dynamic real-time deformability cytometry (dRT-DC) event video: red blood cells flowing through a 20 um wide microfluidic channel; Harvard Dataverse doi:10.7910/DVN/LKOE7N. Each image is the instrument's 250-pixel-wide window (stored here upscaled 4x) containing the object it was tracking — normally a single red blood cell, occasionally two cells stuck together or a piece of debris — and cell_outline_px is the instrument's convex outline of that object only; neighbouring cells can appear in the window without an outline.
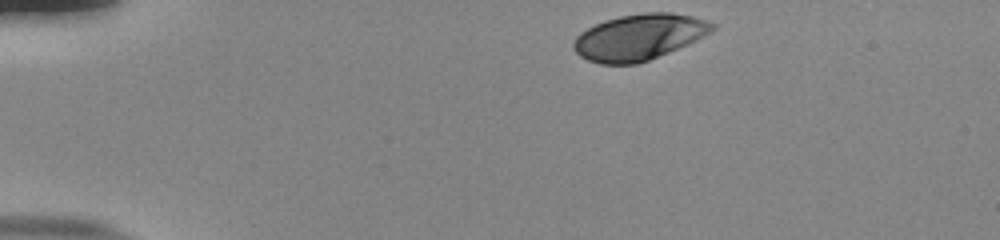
{"species": "human", "species_latin": "Homo sapiens", "temperature_condition": "room temperature", "stored_images_in_passage": 39, "camera_frame_rate_fps": 3000, "um_per_image_px": 0.085, "donor": {"sex": "male"}, "frame": {"image": 1, "passage_image": 1, "time_ms": 0.0, "image_size_px": [1000, 240], "cell_outline_px": [[716, 28], [712, 32], [688, 44], [648, 60], [636, 64], [600, 64], [588, 60], [580, 56], [572, 48], [572, 44], [576, 36], [580, 32], [604, 20], [620, 16], [644, 12], [668, 12], [692, 16], [716, 24]], "centroid_in_image_um": [54.31, 3.15], "position_along_channel_um": 30.7, "area_um2": 37.11}}
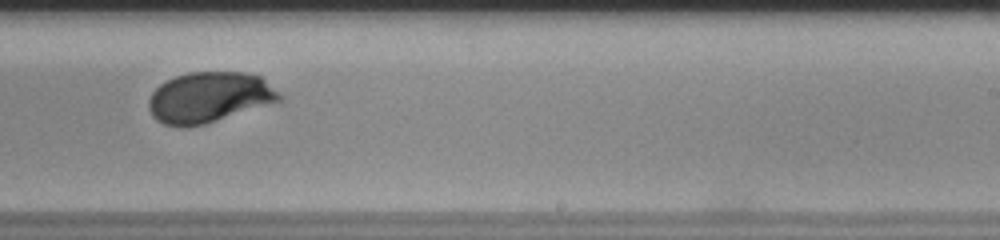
{"frame": {"image": 2, "passage_image": 26, "time_ms": 8.333, "image_size_px": [1000, 240], "cell_outline_px": [[280, 100], [204, 124], [184, 128], [180, 128], [164, 124], [156, 120], [152, 116], [148, 108], [148, 100], [152, 92], [160, 84], [176, 76], [188, 72], [244, 72], [260, 76], [280, 96]], "centroid_in_image_um": [17.68, 8.28], "position_along_channel_um": 271.3, "area_um2": 38.03}}
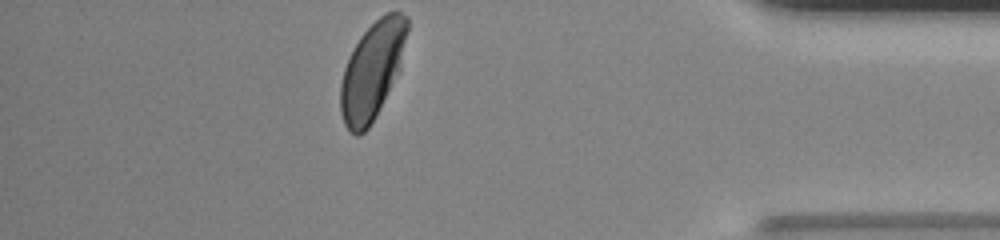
{"frame": {"image": 3, "passage_image": 39, "time_ms": 12.667, "image_size_px": [1000, 240], "cell_outline_px": [[408, 28], [400, 68], [376, 116], [368, 128], [360, 136], [356, 136], [344, 124], [340, 112], [340, 84], [344, 68], [360, 36], [380, 16], [388, 12], [400, 12], [408, 16]], "centroid_in_image_um": [31.63, 6.01], "position_along_channel_um": 403.6, "area_um2": 37.4}, "authors_computed_cell_mechanics": {"area_um2": 38.148, "velocity_mm_per_s": 3.8111, "shape_relaxation_time_tau1_ms": 3.2795, "shape_relaxation_time_tau2_ms": null, "deformation_change_tau1": 0.16, "deformation_change_tau2": null}}